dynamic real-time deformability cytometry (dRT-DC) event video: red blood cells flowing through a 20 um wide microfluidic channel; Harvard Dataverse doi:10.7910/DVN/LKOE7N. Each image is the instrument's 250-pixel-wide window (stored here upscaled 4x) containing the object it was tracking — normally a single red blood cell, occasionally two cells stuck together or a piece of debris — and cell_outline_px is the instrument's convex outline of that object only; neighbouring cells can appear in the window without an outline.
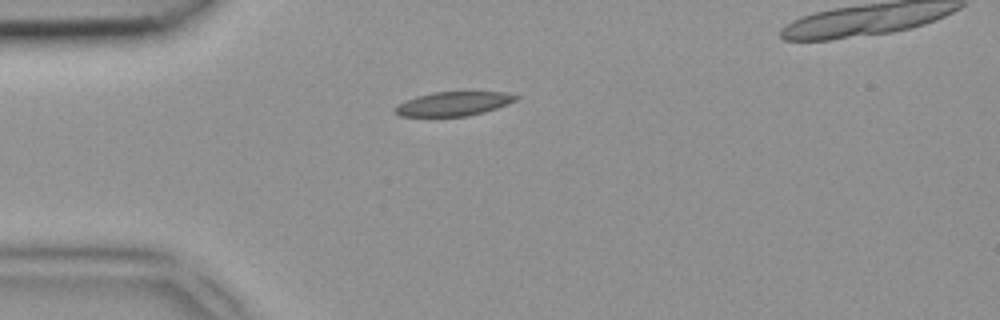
{"species": "common noctule bat (a hibernating species)", "species_latin": "Nyctalus noctula", "temperature_condition": "room temperature", "stored_images_in_passage": 2, "camera_frame_rate_fps": 3000, "um_per_image_px": 0.085, "animal": {"sex": "female", "body_mass_g": 18.4}, "frame": {"image": 1, "passage_image": 1, "time_ms": 0.0, "image_size_px": [1000, 320], "cell_outline_px": [[520, 96], [516, 100], [496, 108], [484, 112], [468, 116], [432, 120], [400, 116], [396, 112], [396, 108], [400, 104], [416, 96], [436, 92], [504, 92]], "centroid_in_image_um": [38.49, 8.88], "position_along_channel_um": 46.5, "area_um2": 17.57}}